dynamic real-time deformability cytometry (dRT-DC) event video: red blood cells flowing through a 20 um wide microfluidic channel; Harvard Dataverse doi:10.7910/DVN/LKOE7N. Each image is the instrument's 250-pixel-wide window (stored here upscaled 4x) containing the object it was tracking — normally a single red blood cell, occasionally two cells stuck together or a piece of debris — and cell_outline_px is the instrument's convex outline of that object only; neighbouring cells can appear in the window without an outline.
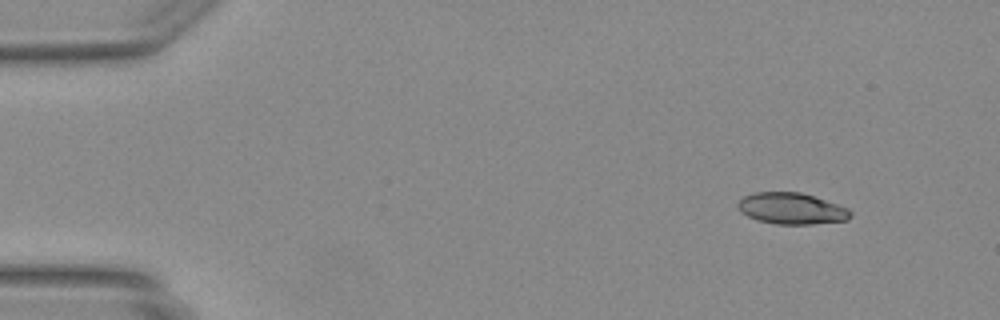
{"species": "Egyptian fruit bat (a non-hibernating species)", "species_latin": "Rousettus aegyptiacus", "temperature_condition": "warm", "stored_images_in_passage": 41, "camera_frame_rate_fps": 3000, "um_per_image_px": 0.085, "animal": {"sex": "female"}, "frame": {"image": 1, "passage_image": 1, "time_ms": 0.0, "image_size_px": [1000, 320], "cell_outline_px": [[852, 216], [848, 220], [812, 224], [776, 224], [756, 220], [740, 212], [736, 204], [744, 196], [756, 192], [800, 192], [848, 208], [852, 212]], "centroid_in_image_um": [67.27, 17.73], "position_along_channel_um": 17.7, "area_um2": 20.52}}
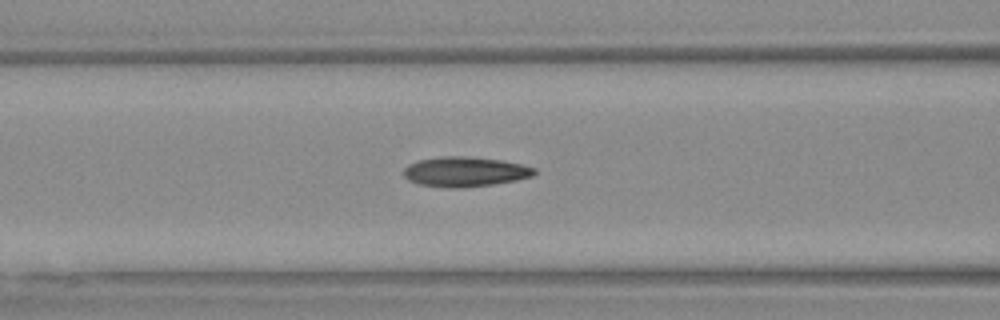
{"frame": {"image": 2, "passage_image": 16, "time_ms": 5.0, "image_size_px": [1000, 320], "cell_outline_px": [[536, 172], [532, 176], [516, 180], [492, 184], [464, 188], [444, 188], [420, 184], [408, 180], [404, 176], [404, 168], [408, 164], [420, 160], [440, 156], [464, 156], [500, 160], [520, 164], [536, 168]], "centroid_in_image_um": [39.5, 14.6], "position_along_channel_um": 127.1, "area_um2": 22.72}}
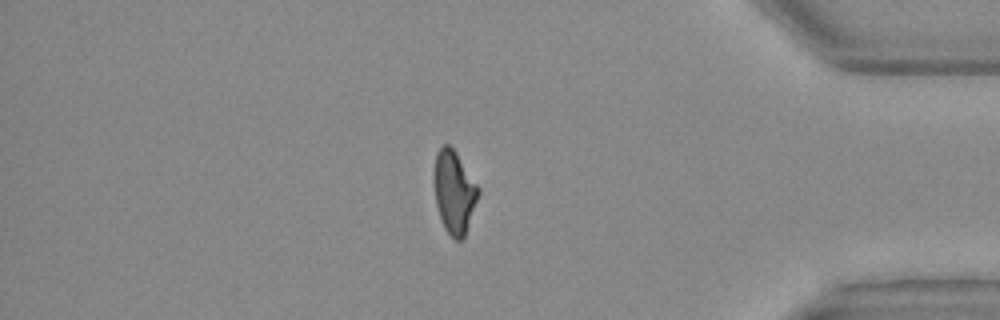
{"frame": {"image": 3, "passage_image": 37, "time_ms": 12.0, "image_size_px": [1000, 320], "cell_outline_px": [[480, 192], [464, 236], [460, 240], [456, 240], [444, 228], [436, 204], [432, 180], [436, 152], [444, 144], [448, 144], [456, 152], [480, 188]], "centroid_in_image_um": [38.58, 16.28], "position_along_channel_um": 396.6, "area_um2": 21.33}}